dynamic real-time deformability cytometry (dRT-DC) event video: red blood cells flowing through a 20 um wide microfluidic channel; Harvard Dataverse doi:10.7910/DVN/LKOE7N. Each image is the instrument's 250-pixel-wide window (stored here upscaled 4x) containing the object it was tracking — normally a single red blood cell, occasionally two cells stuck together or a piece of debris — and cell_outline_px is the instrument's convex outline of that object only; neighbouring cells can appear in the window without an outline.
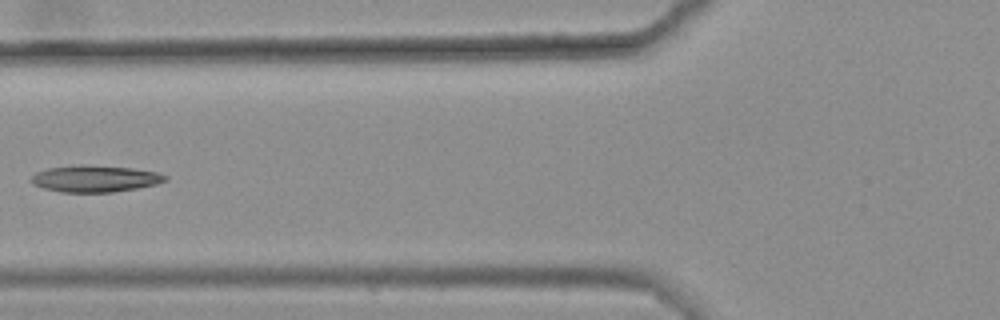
{"species": "common noctule bat (a hibernating species)", "species_latin": "Nyctalus noctula", "temperature_condition": "warm", "stored_images_in_passage": 6, "camera_frame_rate_fps": 3000, "um_per_image_px": 0.085, "animal": {"sex": "female", "body_mass_g": 25.1}, "frame": {"image": 1, "passage_image": 5, "time_ms": 1.333, "image_size_px": [1000, 320], "cell_outline_px": [[168, 180], [156, 184], [136, 188], [112, 192], [60, 192], [44, 188], [32, 184], [28, 180], [36, 172], [48, 168], [80, 164], [84, 164], [132, 168], [156, 172], [168, 176]], "centroid_in_image_um": [8.05, 15.18], "position_along_channel_um": 117.8, "area_um2": 20.92}}
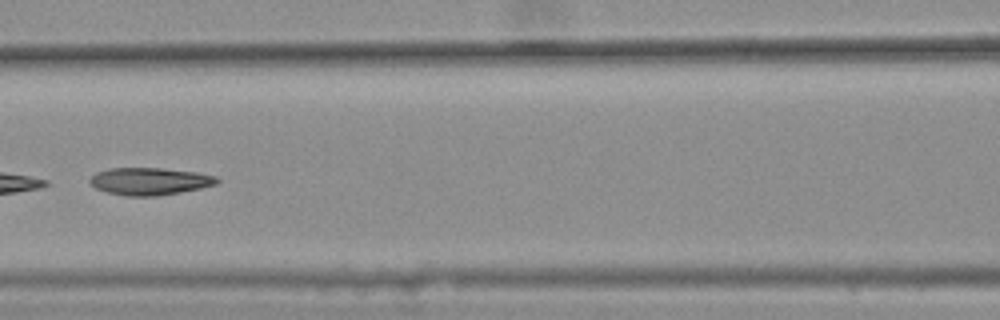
{"frame": {"image": 2, "passage_image": 6, "time_ms": 1.667, "image_size_px": [1000, 320], "cell_outline_px": [[220, 180], [216, 184], [200, 188], [180, 192], [156, 196], [128, 196], [108, 192], [96, 188], [88, 180], [96, 172], [108, 168], [164, 168], [196, 172], [216, 176]], "centroid_in_image_um": [12.73, 15.4], "position_along_channel_um": 153.9, "area_um2": 20.17}}